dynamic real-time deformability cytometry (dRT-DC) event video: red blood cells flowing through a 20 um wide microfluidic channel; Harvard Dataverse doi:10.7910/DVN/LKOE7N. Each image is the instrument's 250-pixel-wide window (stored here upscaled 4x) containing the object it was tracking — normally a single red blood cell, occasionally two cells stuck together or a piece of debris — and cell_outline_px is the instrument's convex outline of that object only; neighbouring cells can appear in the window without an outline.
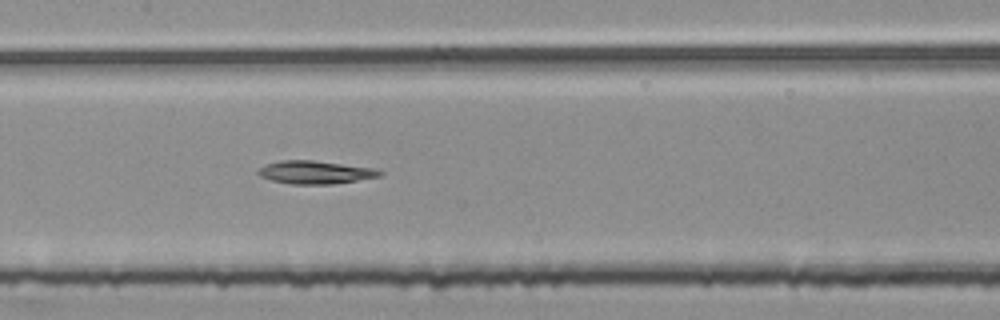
{"species": "common noctule bat (a hibernating species)", "species_latin": "Nyctalus noctula", "temperature_condition": "room temperature", "stored_images_in_passage": 55, "segment_of_instrument_passage": [2, 2], "camera_frame_rate_fps": 3000, "um_per_image_px": 0.085, "animal": {"sex": "female", "body_mass_g": 25.1}, "frame": {"image": 1, "passage_image": 27, "time_ms": 8.667, "image_size_px": [1000, 320], "cell_outline_px": [[384, 172], [380, 176], [332, 184], [292, 184], [272, 180], [260, 176], [256, 172], [264, 164], [280, 160], [312, 160], [376, 168]], "centroid_in_image_um": [26.78, 14.63], "position_along_channel_um": 180.6, "area_um2": 16.3}}
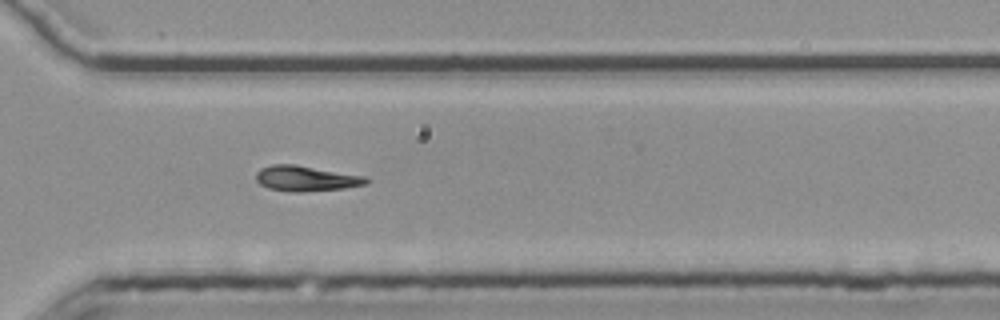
{"frame": {"image": 2, "passage_image": 40, "time_ms": 13.0, "image_size_px": [1000, 320], "cell_outline_px": [[372, 180], [364, 184], [344, 188], [300, 192], [296, 192], [268, 188], [260, 184], [256, 180], [256, 172], [260, 168], [272, 164], [296, 164], [364, 176]], "centroid_in_image_um": [25.99, 15.16], "position_along_channel_um": 344.6, "area_um2": 16.24}}
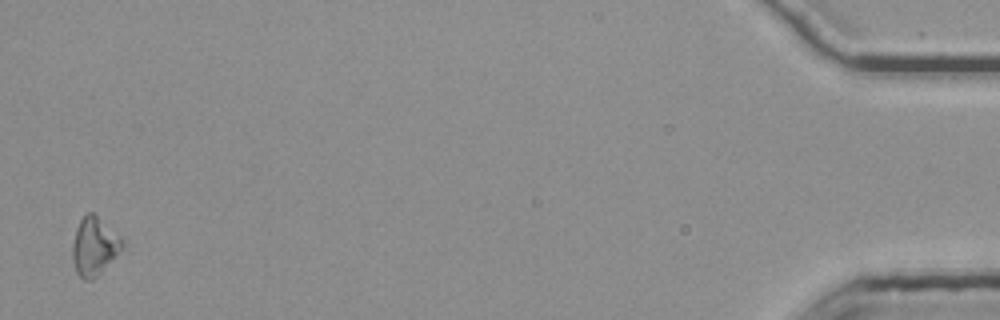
{"frame": {"image": 3, "passage_image": 54, "time_ms": 17.667, "image_size_px": [1000, 320], "cell_outline_px": [[124, 248], [92, 280], [84, 280], [76, 272], [72, 256], [72, 244], [76, 228], [80, 220], [88, 212], [92, 212], [124, 236]], "centroid_in_image_um": [8.05, 20.9], "position_along_channel_um": 427.1, "area_um2": 17.11}}